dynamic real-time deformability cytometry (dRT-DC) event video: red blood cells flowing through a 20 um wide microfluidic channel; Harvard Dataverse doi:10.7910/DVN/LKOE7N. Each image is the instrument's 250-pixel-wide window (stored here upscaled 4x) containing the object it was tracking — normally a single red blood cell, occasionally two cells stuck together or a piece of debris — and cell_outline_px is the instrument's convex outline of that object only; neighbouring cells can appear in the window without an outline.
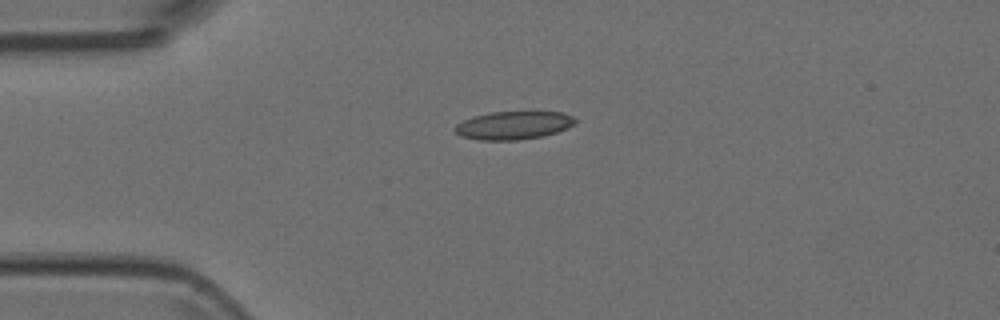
{"species": "Egyptian fruit bat (a non-hibernating species)", "species_latin": "Rousettus aegyptiacus", "temperature_condition": "room temperature", "stored_images_in_passage": 2, "camera_frame_rate_fps": 3000, "um_per_image_px": 0.085, "animal": {"sex": "female"}, "frame": {"image": 1, "passage_image": 1, "time_ms": 0.0, "image_size_px": [1000, 320], "cell_outline_px": [[576, 124], [568, 128], [544, 136], [516, 140], [480, 140], [460, 136], [452, 128], [456, 124], [472, 116], [488, 112], [564, 112], [572, 116], [576, 120]], "centroid_in_image_um": [43.64, 10.65], "position_along_channel_um": 41.4, "area_um2": 19.88}}